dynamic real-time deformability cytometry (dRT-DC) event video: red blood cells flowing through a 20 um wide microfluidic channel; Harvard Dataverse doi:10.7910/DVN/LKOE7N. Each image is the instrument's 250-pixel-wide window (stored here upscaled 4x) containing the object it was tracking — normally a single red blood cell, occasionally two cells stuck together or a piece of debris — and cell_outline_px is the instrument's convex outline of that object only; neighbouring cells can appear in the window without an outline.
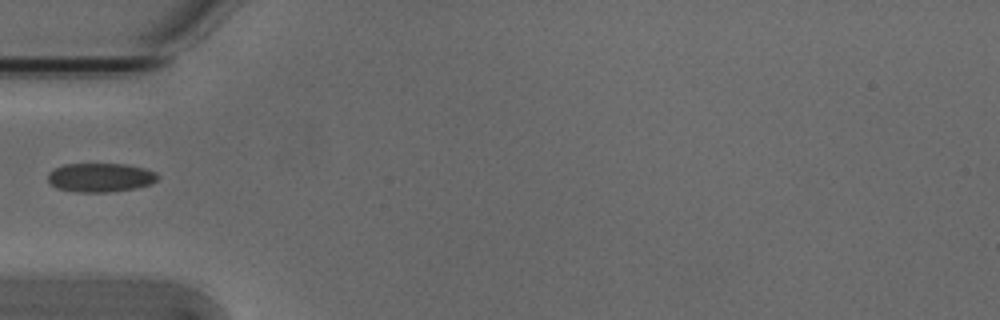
{"species": "Egyptian fruit bat (a non-hibernating species)", "species_latin": "Rousettus aegyptiacus", "temperature_condition": "cold", "stored_images_in_passage": 5, "camera_frame_rate_fps": 3000, "um_per_image_px": 0.085, "animal": {"sex": "male"}, "frame": {"image": 1, "passage_image": 4, "time_ms": 1.0, "image_size_px": [1000, 320], "cell_outline_px": [[160, 176], [152, 184], [136, 188], [112, 192], [76, 192], [56, 188], [48, 180], [48, 172], [64, 164], [124, 164], [144, 168], [156, 172]], "centroid_in_image_um": [8.55, 15.09], "position_along_channel_um": 76.4, "area_um2": 18.61}}
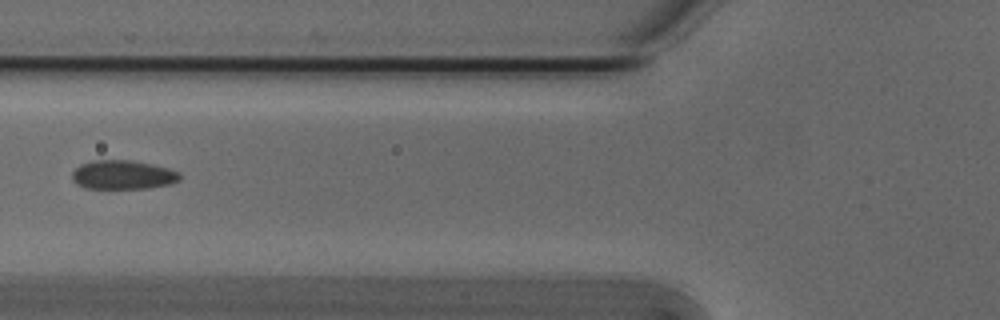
{"frame": {"image": 2, "passage_image": 5, "time_ms": 1.333, "image_size_px": [1000, 320], "cell_outline_px": [[180, 180], [172, 184], [148, 188], [84, 188], [76, 184], [72, 180], [72, 172], [80, 164], [92, 160], [128, 160], [152, 164], [168, 168], [180, 172]], "centroid_in_image_um": [10.44, 14.86], "position_along_channel_um": 115.4, "area_um2": 18.32}}